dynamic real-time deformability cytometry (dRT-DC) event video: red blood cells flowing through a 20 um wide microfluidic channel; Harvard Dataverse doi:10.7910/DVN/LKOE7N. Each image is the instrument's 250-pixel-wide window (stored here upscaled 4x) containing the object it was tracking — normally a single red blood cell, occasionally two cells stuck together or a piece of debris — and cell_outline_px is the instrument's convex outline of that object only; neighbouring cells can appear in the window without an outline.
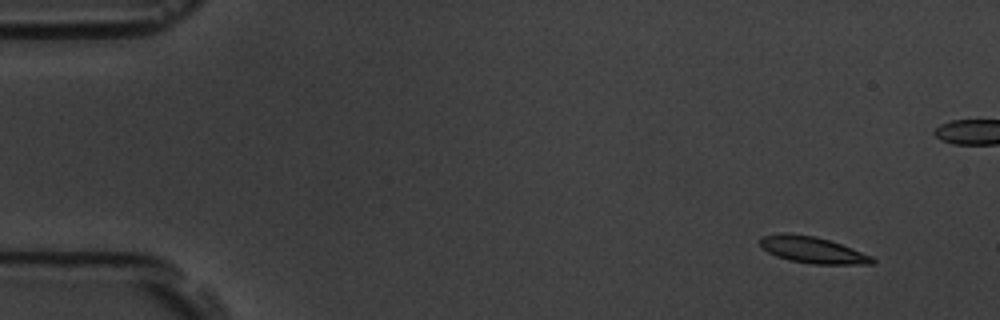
{"species": "common noctule bat (a hibernating species)", "species_latin": "Nyctalus noctula", "temperature_condition": "room temperature", "stored_images_in_passage": 11, "camera_frame_rate_fps": 3000, "um_per_image_px": 0.085, "animal": {"sex": "male", "body_mass_g": 19.5, "forearm_length_mm": 54.6}, "frame": {"image": 1, "passage_image": 1, "time_ms": 0.0, "image_size_px": [1000, 320], "cell_outline_px": [[876, 264], [812, 264], [788, 260], [776, 256], [768, 252], [760, 244], [760, 236], [780, 232], [788, 232], [816, 236], [852, 248], [872, 256], [876, 260]], "centroid_in_image_um": [69.05, 21.23], "position_along_channel_um": 16.0, "area_um2": 17.51}}
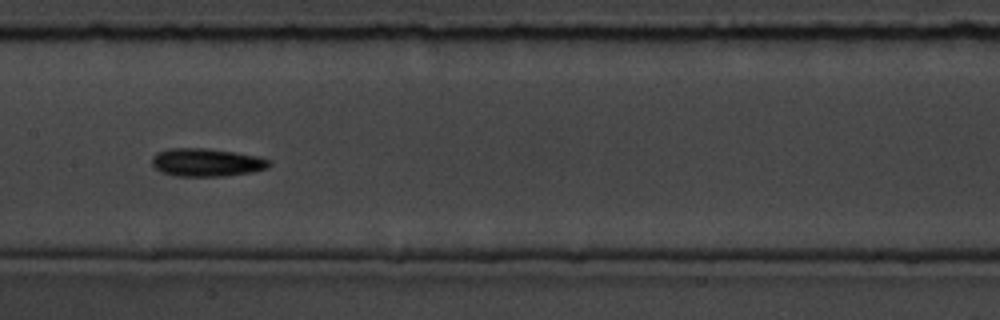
{"frame": {"image": 2, "passage_image": 8, "time_ms": 8.0, "image_size_px": [1000, 320], "cell_outline_px": [[272, 164], [268, 168], [252, 172], [224, 176], [176, 176], [164, 172], [156, 168], [152, 164], [152, 156], [156, 152], [168, 148], [204, 148], [232, 152], [256, 156], [272, 160]], "centroid_in_image_um": [17.57, 13.8], "position_along_channel_um": 189.8, "area_um2": 19.13}}
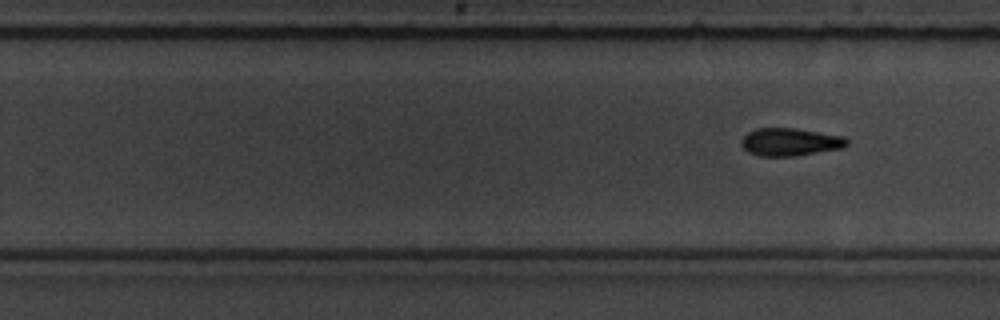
{"frame": {"image": 3, "passage_image": 11, "time_ms": 12.333, "image_size_px": [1000, 320], "cell_outline_px": [[848, 144], [844, 148], [796, 156], [760, 156], [748, 152], [740, 144], [740, 140], [748, 132], [756, 128], [796, 128], [844, 136], [848, 140]], "centroid_in_image_um": [67.17, 12.07], "position_along_channel_um": 262.6, "area_um2": 17.28}}